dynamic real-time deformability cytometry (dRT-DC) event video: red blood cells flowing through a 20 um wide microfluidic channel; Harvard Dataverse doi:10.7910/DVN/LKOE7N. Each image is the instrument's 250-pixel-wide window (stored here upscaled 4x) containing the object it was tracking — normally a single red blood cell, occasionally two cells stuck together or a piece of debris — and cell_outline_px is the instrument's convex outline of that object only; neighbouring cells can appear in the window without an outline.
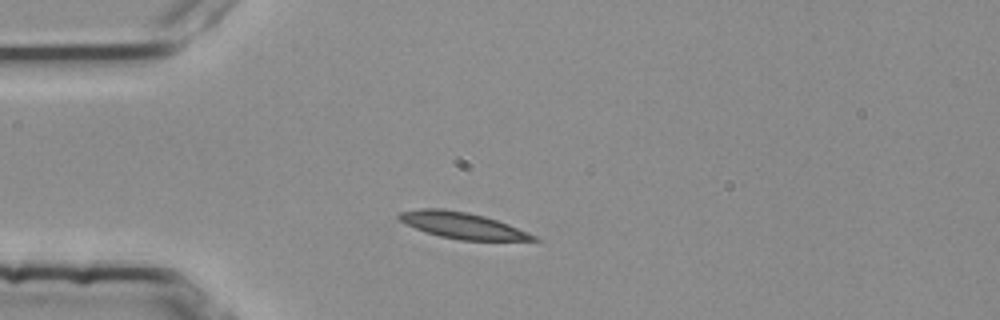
{"species": "common noctule bat (a hibernating species)", "species_latin": "Nyctalus noctula", "temperature_condition": "room temperature", "stored_images_in_passage": 2, "camera_frame_rate_fps": 3000, "um_per_image_px": 0.085, "animal": {"sex": "female", "body_mass_g": 25.1}, "frame": {"image": 1, "passage_image": 1, "time_ms": 0.0, "image_size_px": [1000, 320], "cell_outline_px": [[540, 240], [460, 240], [440, 236], [404, 224], [396, 216], [400, 212], [420, 208], [444, 208], [468, 212], [484, 216], [508, 224], [528, 232], [536, 236]], "centroid_in_image_um": [39.26, 19.14], "position_along_channel_um": 45.7, "area_um2": 20.4}}
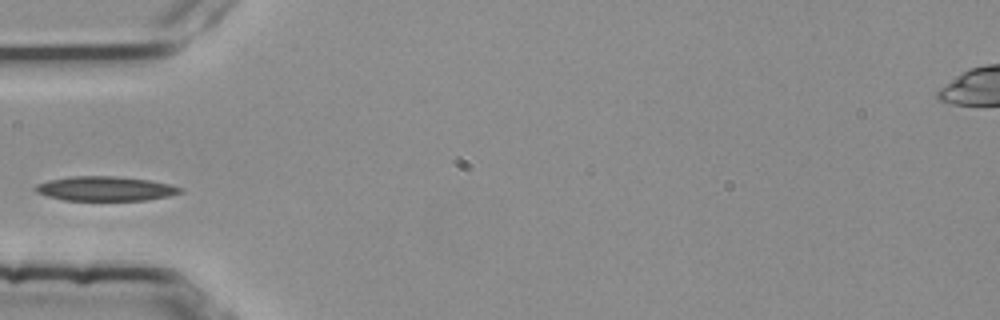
{"frame": {"image": 2, "passage_image": 2, "time_ms": 0.333, "image_size_px": [1000, 320], "cell_outline_px": [[184, 192], [172, 196], [148, 200], [64, 200], [48, 196], [36, 192], [32, 188], [36, 184], [48, 180], [72, 176], [116, 176], [148, 180], [172, 184], [184, 188]], "centroid_in_image_um": [9.0, 16.03], "position_along_channel_um": 76.0, "area_um2": 20.92}}